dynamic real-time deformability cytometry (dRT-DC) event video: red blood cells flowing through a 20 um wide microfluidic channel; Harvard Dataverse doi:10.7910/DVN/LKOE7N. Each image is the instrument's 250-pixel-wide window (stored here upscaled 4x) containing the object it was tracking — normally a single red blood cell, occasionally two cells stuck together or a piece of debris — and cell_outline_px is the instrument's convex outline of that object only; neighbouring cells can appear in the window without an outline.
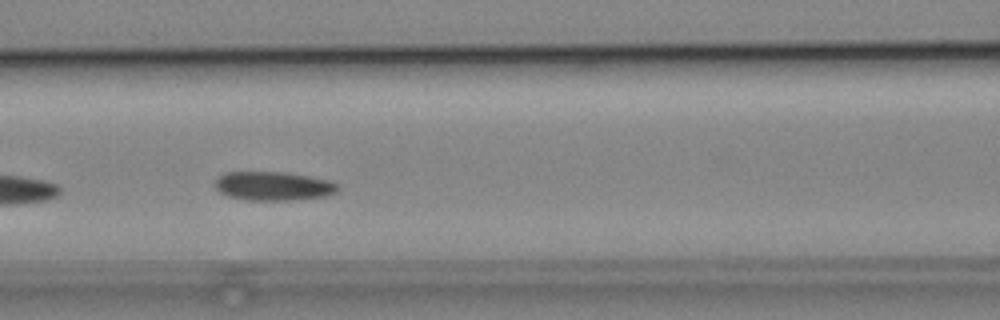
{"species": "common noctule bat (a hibernating species)", "species_latin": "Nyctalus noctula", "temperature_condition": "cold", "stored_images_in_passage": 7, "camera_frame_rate_fps": 3000, "um_per_image_px": 0.085, "animal": {"sex": "male", "body_mass_g": 19.2, "forearm_length_mm": 51.8}, "frame": {"image": 1, "passage_image": 6, "time_ms": 6.0, "image_size_px": [1000, 320], "cell_outline_px": [[340, 188], [336, 192], [328, 196], [292, 200], [248, 200], [228, 196], [220, 192], [212, 184], [216, 176], [224, 172], [284, 172], [308, 176], [328, 180], [340, 184]], "centroid_in_image_um": [23.21, 15.81], "position_along_channel_um": 143.4, "area_um2": 20.98}}